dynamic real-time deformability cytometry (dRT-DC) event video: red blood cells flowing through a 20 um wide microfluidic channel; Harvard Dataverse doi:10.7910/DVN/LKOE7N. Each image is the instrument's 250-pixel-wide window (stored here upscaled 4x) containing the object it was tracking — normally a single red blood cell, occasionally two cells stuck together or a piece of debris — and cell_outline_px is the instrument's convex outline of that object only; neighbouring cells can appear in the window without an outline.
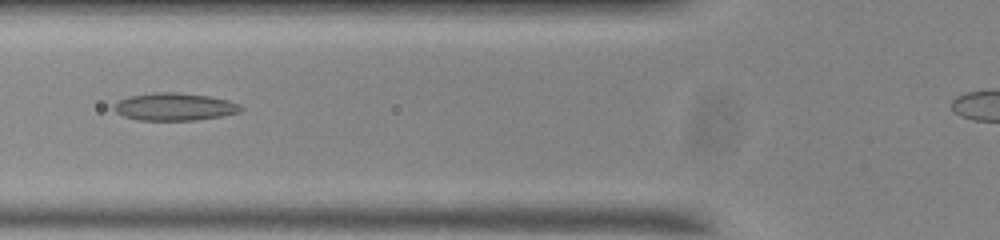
{"species": "common noctule bat (a hibernating species)", "species_latin": "Nyctalus noctula", "temperature_condition": "room temperature", "stored_images_in_passage": 38, "camera_frame_rate_fps": 3000, "um_per_image_px": 0.085, "animal": {"sex": "male", "body_mass_g": 20.0, "forearm_length_mm": 53.3}, "frame": {"image": 1, "passage_image": 11, "time_ms": 3.333, "image_size_px": [1000, 240], "cell_outline_px": [[244, 108], [240, 112], [220, 116], [196, 120], [140, 120], [124, 116], [116, 112], [112, 108], [120, 100], [132, 96], [156, 92], [176, 92], [208, 96], [228, 100], [240, 104]], "centroid_in_image_um": [14.87, 9.08], "position_along_channel_um": 110.9, "area_um2": 20.17}}
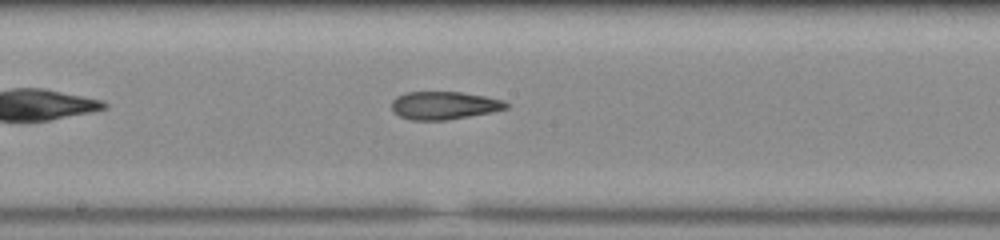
{"frame": {"image": 2, "passage_image": 19, "time_ms": 6.0, "image_size_px": [1000, 240], "cell_outline_px": [[508, 108], [492, 112], [444, 120], [412, 120], [400, 116], [392, 108], [392, 100], [396, 96], [404, 92], [460, 92], [484, 96], [504, 100], [508, 104]], "centroid_in_image_um": [37.74, 8.95], "position_along_channel_um": 210.5, "area_um2": 18.5}}
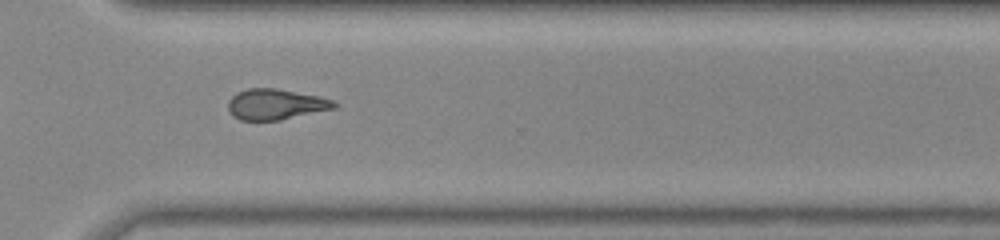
{"frame": {"image": 3, "passage_image": 30, "time_ms": 9.667, "image_size_px": [1000, 240], "cell_outline_px": [[336, 108], [280, 120], [240, 120], [232, 116], [228, 108], [228, 100], [236, 92], [248, 88], [276, 88], [320, 96], [332, 100], [336, 104]], "centroid_in_image_um": [23.4, 8.86], "position_along_channel_um": 347.2, "area_um2": 19.02}}